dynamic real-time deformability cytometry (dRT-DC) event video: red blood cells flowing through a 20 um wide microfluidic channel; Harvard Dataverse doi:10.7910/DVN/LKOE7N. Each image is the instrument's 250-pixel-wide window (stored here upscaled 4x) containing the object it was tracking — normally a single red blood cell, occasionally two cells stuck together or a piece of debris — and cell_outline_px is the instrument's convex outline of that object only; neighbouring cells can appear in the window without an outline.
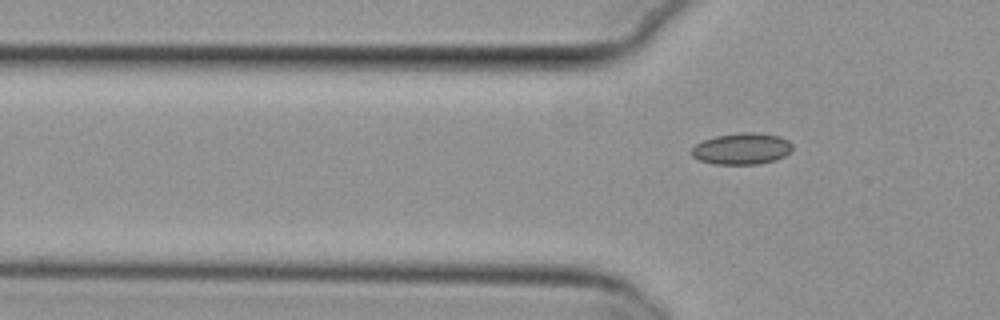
{"species": "common noctule bat (a hibernating species)", "species_latin": "Nyctalus noctula", "temperature_condition": "cold", "stored_images_in_passage": 7, "camera_frame_rate_fps": 3000, "um_per_image_px": 0.085, "animal": {"sex": "female", "body_mass_g": 29.2, "forearm_length_mm": 56.3}, "frame": {"image": 1, "passage_image": 7, "time_ms": 2.0, "image_size_px": [1000, 320], "cell_outline_px": [[792, 148], [784, 156], [776, 160], [760, 164], [716, 164], [700, 160], [692, 156], [692, 148], [696, 144], [704, 140], [716, 136], [744, 132], [756, 132], [780, 136], [788, 140], [792, 144]], "centroid_in_image_um": [63.07, 12.64], "position_along_channel_um": 62.7, "area_um2": 18.38}}